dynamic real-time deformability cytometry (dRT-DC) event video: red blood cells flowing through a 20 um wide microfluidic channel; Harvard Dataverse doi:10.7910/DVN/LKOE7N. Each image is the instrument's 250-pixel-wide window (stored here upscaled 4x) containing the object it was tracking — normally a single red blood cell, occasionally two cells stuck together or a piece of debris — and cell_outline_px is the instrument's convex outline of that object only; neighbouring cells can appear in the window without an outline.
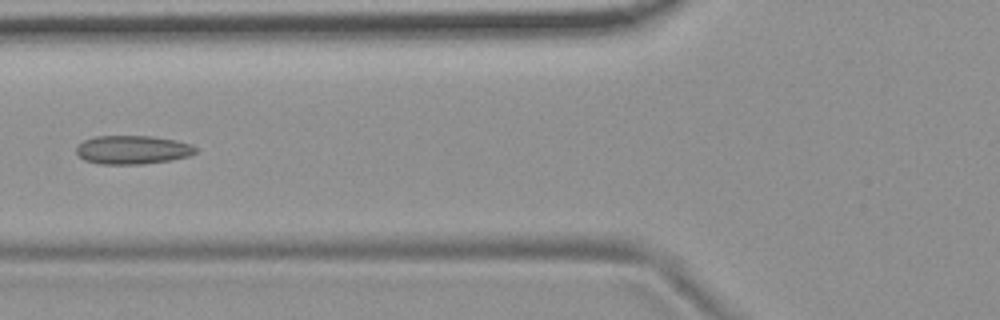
{"species": "common noctule bat (a hibernating species)", "species_latin": "Nyctalus noctula", "temperature_condition": "room temperature", "stored_images_in_passage": 8, "camera_frame_rate_fps": 3000, "um_per_image_px": 0.085, "animal": {"sex": "female", "body_mass_g": 19.9}, "frame": {"image": 1, "passage_image": 5, "time_ms": 4.667, "image_size_px": [1000, 320], "cell_outline_px": [[196, 152], [188, 156], [172, 160], [144, 164], [100, 164], [84, 160], [76, 152], [76, 148], [84, 140], [96, 136], [152, 136], [176, 140], [192, 144], [196, 148]], "centroid_in_image_um": [11.28, 12.73], "position_along_channel_um": 114.5, "area_um2": 19.94}}
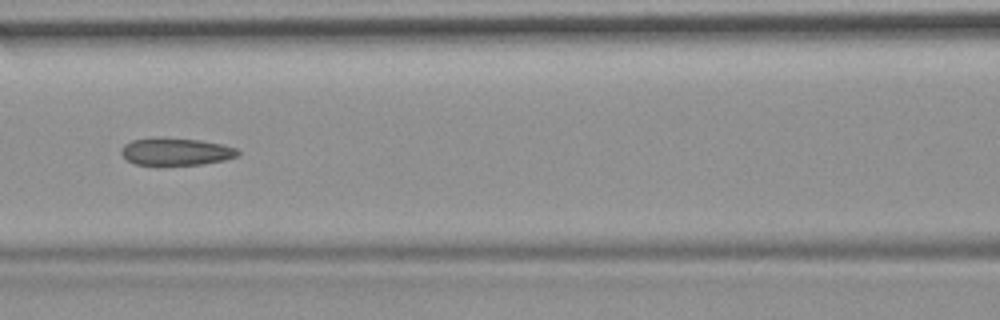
{"frame": {"image": 2, "passage_image": 6, "time_ms": 5.667, "image_size_px": [1000, 320], "cell_outline_px": [[240, 152], [236, 156], [224, 160], [200, 164], [160, 168], [136, 164], [128, 160], [120, 152], [120, 148], [124, 144], [132, 140], [200, 140], [224, 144], [236, 148]], "centroid_in_image_um": [14.95, 12.97], "position_along_channel_um": 151.7, "area_um2": 18.55}}